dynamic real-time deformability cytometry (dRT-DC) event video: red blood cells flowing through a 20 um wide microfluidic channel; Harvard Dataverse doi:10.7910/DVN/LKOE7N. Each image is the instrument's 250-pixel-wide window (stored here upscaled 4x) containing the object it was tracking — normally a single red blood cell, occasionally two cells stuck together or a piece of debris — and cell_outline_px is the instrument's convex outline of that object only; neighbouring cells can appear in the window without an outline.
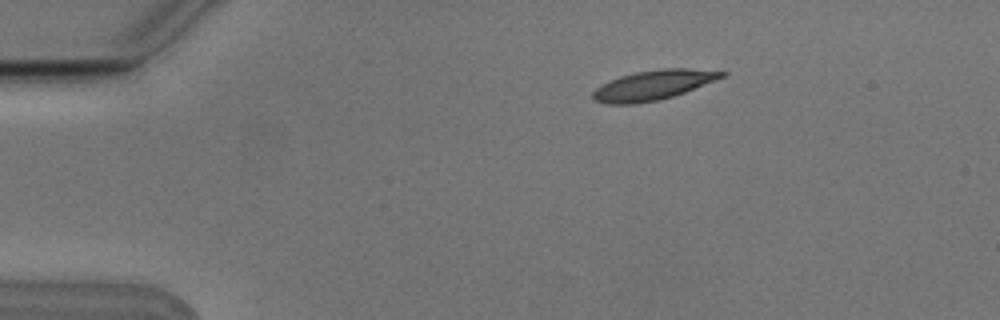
{"species": "Egyptian fruit bat (a non-hibernating species)", "species_latin": "Rousettus aegyptiacus", "temperature_condition": "cold", "stored_images_in_passage": 3, "camera_frame_rate_fps": 3000, "um_per_image_px": 0.085, "animal": {"sex": "male"}, "frame": {"image": 1, "passage_image": 2, "time_ms": 0.333, "image_size_px": [1000, 320], "cell_outline_px": [[728, 72], [724, 76], [716, 80], [684, 92], [660, 100], [636, 104], [604, 104], [592, 100], [592, 92], [600, 84], [620, 76], [636, 72], [660, 68], [688, 68]], "centroid_in_image_um": [55.47, 7.24], "position_along_channel_um": 29.5, "area_um2": 22.43}}